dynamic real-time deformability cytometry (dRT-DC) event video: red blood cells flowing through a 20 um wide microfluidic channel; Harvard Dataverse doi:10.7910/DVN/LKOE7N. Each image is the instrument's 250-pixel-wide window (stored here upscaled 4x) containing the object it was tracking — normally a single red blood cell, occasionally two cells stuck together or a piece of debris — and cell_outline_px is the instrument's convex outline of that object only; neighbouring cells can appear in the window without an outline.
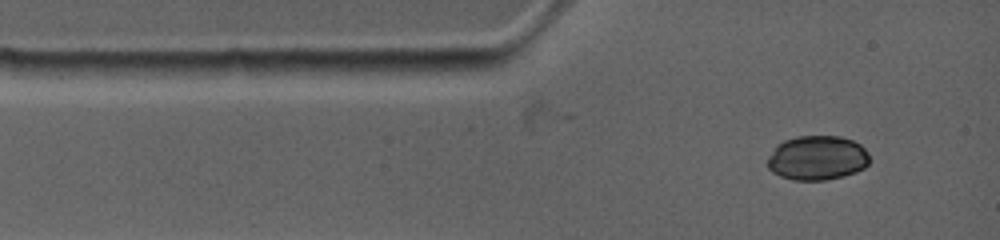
{"species": "common noctule bat (a hibernating species)", "species_latin": "Nyctalus noctula", "temperature_condition": "warm", "stored_images_in_passage": 3, "camera_frame_rate_fps": 4500, "um_per_image_px": 0.085, "animal": {"sex": "female", "body_mass_g": 19.0, "forearm_length_mm": 53.3}, "frame": {"image": 1, "passage_image": 1, "time_ms": 0.0, "image_size_px": [1000, 240], "cell_outline_px": [[872, 160], [864, 168], [856, 172], [844, 176], [824, 180], [792, 180], [780, 176], [772, 172], [768, 168], [768, 156], [784, 140], [800, 136], [836, 136], [852, 140], [860, 144], [868, 152]], "centroid_in_image_um": [69.5, 13.43], "position_along_channel_um": 15.5, "area_um2": 26.47}}
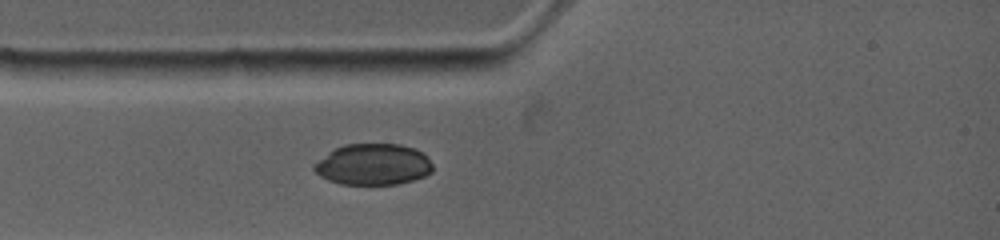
{"frame": {"image": 2, "passage_image": 3, "time_ms": 1.556, "image_size_px": [1000, 240], "cell_outline_px": [[432, 172], [424, 176], [400, 184], [340, 184], [328, 180], [320, 176], [312, 168], [320, 160], [336, 148], [348, 144], [400, 144], [412, 148], [420, 152], [432, 164]], "centroid_in_image_um": [31.73, 13.99], "position_along_channel_um": 53.3, "area_um2": 27.98}}